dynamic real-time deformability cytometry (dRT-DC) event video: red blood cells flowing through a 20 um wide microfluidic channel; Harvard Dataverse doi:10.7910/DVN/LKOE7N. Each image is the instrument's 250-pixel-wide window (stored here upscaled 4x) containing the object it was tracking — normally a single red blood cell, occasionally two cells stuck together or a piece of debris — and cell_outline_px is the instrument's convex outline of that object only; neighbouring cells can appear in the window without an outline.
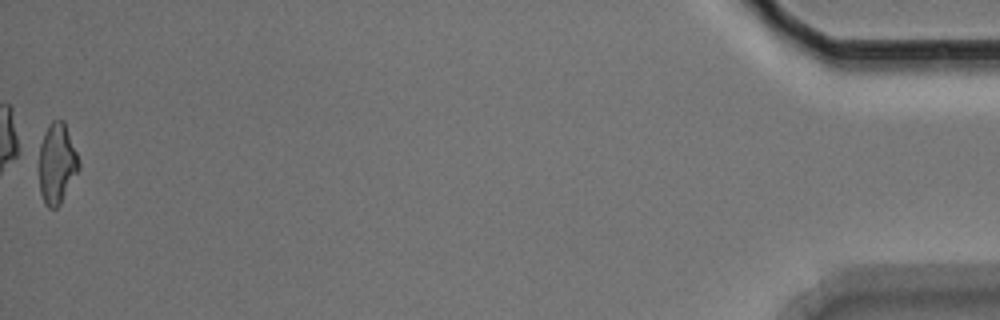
{"species": "Egyptian fruit bat (a non-hibernating species)", "species_latin": "Rousettus aegyptiacus", "temperature_condition": "room temperature", "stored_images_in_passage": 39, "camera_frame_rate_fps": 3000, "um_per_image_px": 0.085, "animal": {"sex": "male"}, "frame": {"image": 1, "passage_image": 39, "time_ms": 12.667, "image_size_px": [1000, 320], "cell_outline_px": [[80, 168], [60, 204], [56, 208], [48, 208], [44, 204], [40, 192], [40, 144], [44, 132], [48, 124], [52, 120], [64, 120], [80, 160]], "centroid_in_image_um": [4.85, 13.88], "position_along_channel_um": 430.3, "area_um2": 18.73}, "authors_computed_cell_mechanics": {"area_um2": 20.0566, "velocity_mm_per_s": 3.6688, "shape_relaxation_time_tau1_ms": 4.2341, "shape_relaxation_time_tau2_ms": 4.9002, "deformation_change_tau1": 0.1613, "deformation_change_tau2": 0.1383}}